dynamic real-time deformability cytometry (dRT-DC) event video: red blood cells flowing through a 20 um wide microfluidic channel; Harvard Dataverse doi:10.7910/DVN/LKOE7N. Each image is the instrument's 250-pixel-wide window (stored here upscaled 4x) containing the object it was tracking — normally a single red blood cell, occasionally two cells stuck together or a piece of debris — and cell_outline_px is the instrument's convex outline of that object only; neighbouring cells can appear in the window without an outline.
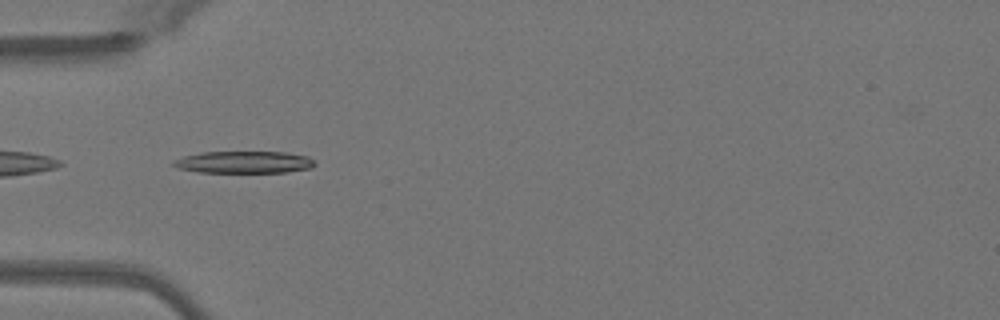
{"species": "Egyptian fruit bat (a non-hibernating species)", "species_latin": "Rousettus aegyptiacus", "temperature_condition": "warm", "stored_images_in_passage": 49, "camera_frame_rate_fps": 3000, "um_per_image_px": 0.085, "animal": {"sex": "female"}, "frame": {"image": 1, "passage_image": 15, "time_ms": 4.667, "image_size_px": [1000, 320], "cell_outline_px": [[316, 164], [312, 168], [288, 172], [196, 172], [176, 168], [172, 164], [172, 160], [184, 156], [200, 152], [284, 152], [308, 156]], "centroid_in_image_um": [20.71, 13.79], "position_along_channel_um": 64.3, "area_um2": 18.26}}
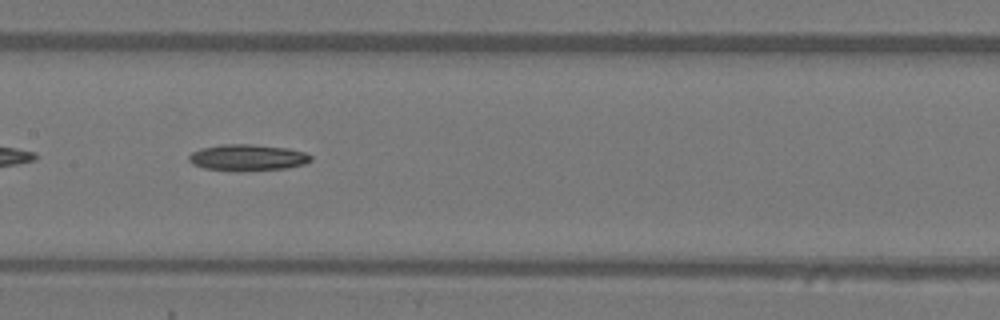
{"frame": {"image": 2, "passage_image": 24, "time_ms": 7.667, "image_size_px": [1000, 320], "cell_outline_px": [[312, 160], [304, 164], [288, 168], [240, 172], [236, 172], [204, 168], [192, 164], [188, 160], [188, 156], [192, 152], [200, 148], [220, 144], [252, 144], [288, 148], [304, 152], [312, 156]], "centroid_in_image_um": [21.02, 13.4], "position_along_channel_um": 186.4, "area_um2": 19.13}}
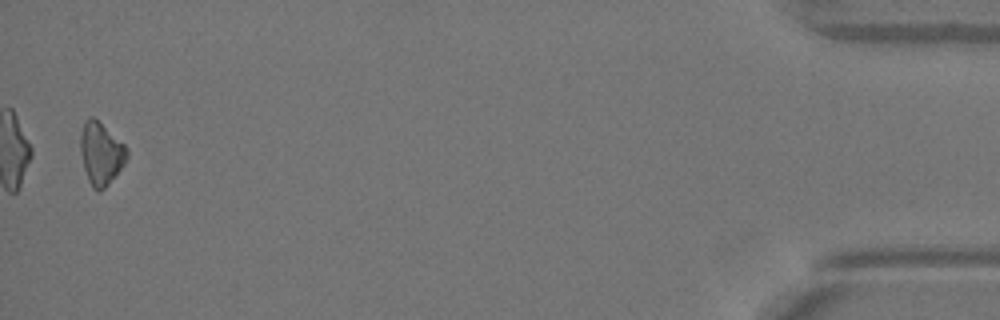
{"frame": {"image": 3, "passage_image": 48, "time_ms": 15.667, "image_size_px": [1000, 320], "cell_outline_px": [[128, 156], [124, 164], [108, 184], [100, 192], [96, 192], [92, 188], [88, 180], [84, 168], [80, 152], [80, 132], [84, 120], [88, 116], [92, 116], [124, 144], [128, 148]], "centroid_in_image_um": [8.56, 13.05], "position_along_channel_um": 426.6, "area_um2": 16.94}, "authors_computed_cell_mechanics": {"area_um2": 18.2648, "velocity_mm_per_s": 4.1016, "shape_relaxation_time_tau1_ms": 8.1489, "shape_relaxation_time_tau2_ms": null, "deformation_change_tau1": 0.1926, "deformation_change_tau2": null}}